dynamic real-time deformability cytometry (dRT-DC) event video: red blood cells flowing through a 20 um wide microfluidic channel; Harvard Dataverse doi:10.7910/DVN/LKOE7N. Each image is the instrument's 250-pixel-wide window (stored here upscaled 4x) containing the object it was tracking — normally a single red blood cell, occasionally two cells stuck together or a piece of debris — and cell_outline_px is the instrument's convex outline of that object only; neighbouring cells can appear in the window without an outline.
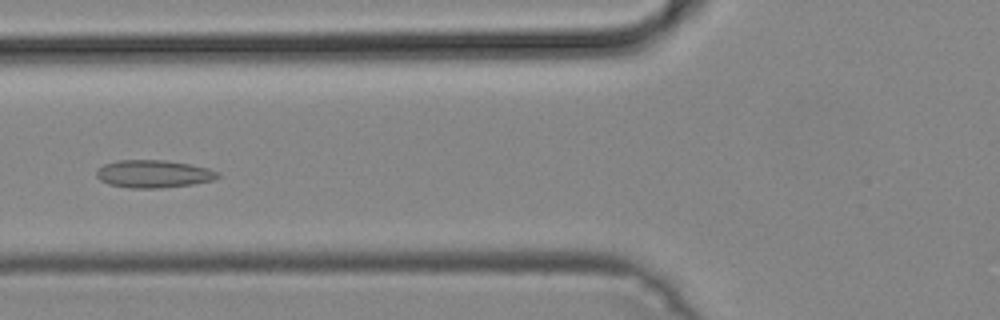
{"species": "common noctule bat (a hibernating species)", "species_latin": "Nyctalus noctula", "temperature_condition": "cold", "stored_images_in_passage": 47, "camera_frame_rate_fps": 3000, "um_per_image_px": 0.085, "animal": {"sex": "male", "body_mass_g": 19.2, "forearm_length_mm": 51.8}, "frame": {"image": 1, "passage_image": 17, "time_ms": 5.333, "image_size_px": [1000, 320], "cell_outline_px": [[220, 176], [212, 180], [192, 184], [160, 188], [128, 188], [108, 184], [100, 180], [96, 176], [96, 172], [104, 164], [116, 160], [164, 160], [188, 164], [208, 168], [220, 172]], "centroid_in_image_um": [13.03, 14.78], "position_along_channel_um": 112.8, "area_um2": 19.54}}
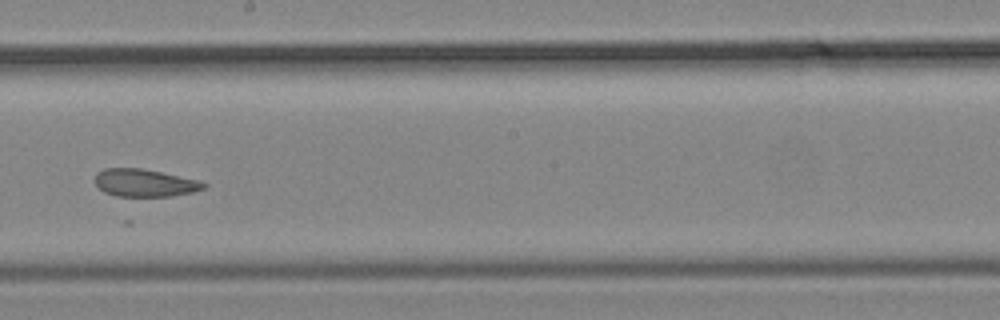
{"frame": {"image": 2, "passage_image": 26, "time_ms": 8.333, "image_size_px": [1000, 320], "cell_outline_px": [[208, 184], [204, 188], [192, 192], [172, 196], [116, 196], [104, 192], [96, 184], [96, 172], [104, 168], [140, 168], [200, 180]], "centroid_in_image_um": [12.3, 15.54], "position_along_channel_um": 235.9, "area_um2": 17.4}}
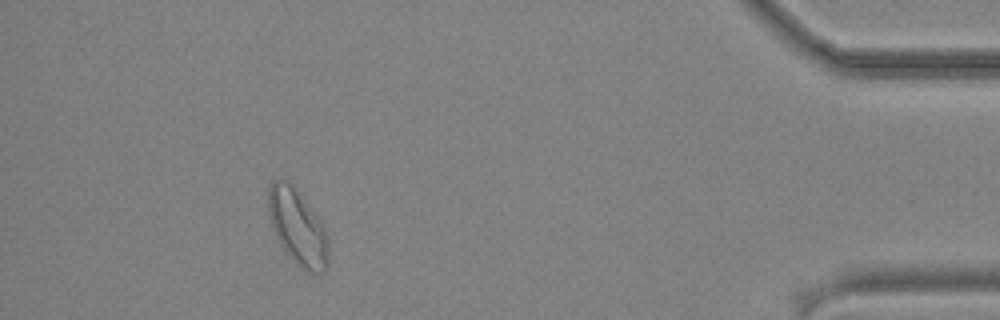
{"frame": {"image": 3, "passage_image": 43, "time_ms": 14.0, "image_size_px": [1000, 320], "cell_outline_px": [[328, 264], [324, 272], [320, 276], [304, 272], [284, 252], [272, 228], [268, 212], [268, 188], [272, 180], [276, 176], [288, 180], [292, 184], [320, 220], [324, 228], [328, 240]], "centroid_in_image_um": [25.28, 19.34], "position_along_channel_um": 409.9, "area_um2": 27.11}}